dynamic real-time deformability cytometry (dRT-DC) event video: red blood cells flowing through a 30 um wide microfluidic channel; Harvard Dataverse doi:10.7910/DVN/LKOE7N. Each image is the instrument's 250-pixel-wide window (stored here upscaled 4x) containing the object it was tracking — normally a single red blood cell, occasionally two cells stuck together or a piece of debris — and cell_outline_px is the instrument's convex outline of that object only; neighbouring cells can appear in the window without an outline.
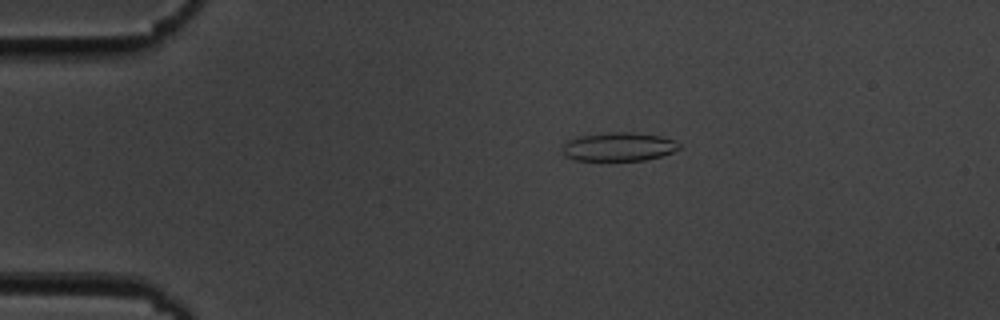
{"species": "common noctule bat (a hibernating species)", "species_latin": "Nyctalus noctula", "temperature_condition": "cold", "stored_images_in_passage": 55, "camera_frame_rate_fps": 3000, "um_per_image_px": 0.085, "animal": {"sex": "male", "body_mass_g": 19.5, "forearm_length_mm": 54.6}, "frame": {"image": 1, "passage_image": 11, "time_ms": 3.333, "image_size_px": [1000, 320], "cell_outline_px": [[680, 148], [672, 152], [660, 156], [644, 160], [576, 160], [564, 156], [564, 144], [568, 140], [580, 136], [612, 132], [632, 132], [660, 136], [672, 140], [680, 144]], "centroid_in_image_um": [52.59, 12.47], "position_along_channel_um": 32.4, "area_um2": 19.19}}
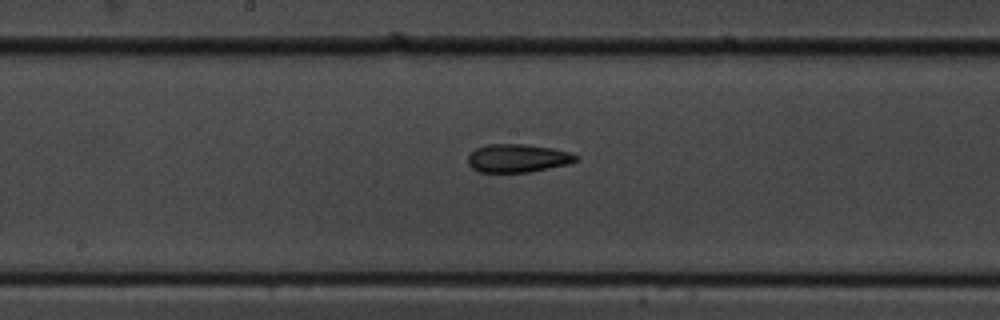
{"frame": {"image": 2, "passage_image": 29, "time_ms": 9.333, "image_size_px": [1000, 320], "cell_outline_px": [[580, 156], [572, 164], [528, 172], [480, 172], [472, 168], [468, 164], [468, 156], [476, 148], [488, 144], [528, 144], [552, 148], [568, 152]], "centroid_in_image_um": [44.03, 13.45], "position_along_channel_um": 204.2, "area_um2": 17.86}}
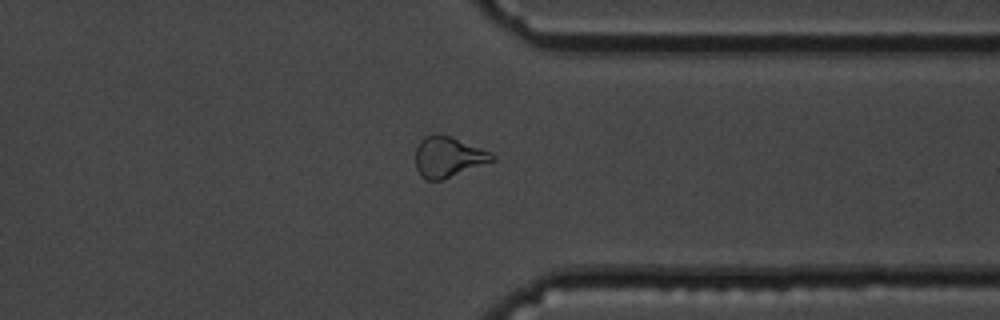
{"frame": {"image": 3, "passage_image": 43, "time_ms": 14.0, "image_size_px": [1000, 320], "cell_outline_px": [[496, 160], [440, 180], [428, 180], [420, 176], [416, 168], [416, 148], [420, 140], [424, 136], [440, 132], [492, 152], [496, 156]], "centroid_in_image_um": [38.09, 13.31], "position_along_channel_um": 373.3, "area_um2": 18.21}, "authors_computed_cell_mechanics": {"area_um2": 18.785, "velocity_mm_per_s": 3.6741, "shape_relaxation_time_tau1_ms": 7.6972, "shape_relaxation_time_tau2_ms": 4.5711, "deformation_change_tau1": 0.1705, "deformation_change_tau2": 0.1337}}